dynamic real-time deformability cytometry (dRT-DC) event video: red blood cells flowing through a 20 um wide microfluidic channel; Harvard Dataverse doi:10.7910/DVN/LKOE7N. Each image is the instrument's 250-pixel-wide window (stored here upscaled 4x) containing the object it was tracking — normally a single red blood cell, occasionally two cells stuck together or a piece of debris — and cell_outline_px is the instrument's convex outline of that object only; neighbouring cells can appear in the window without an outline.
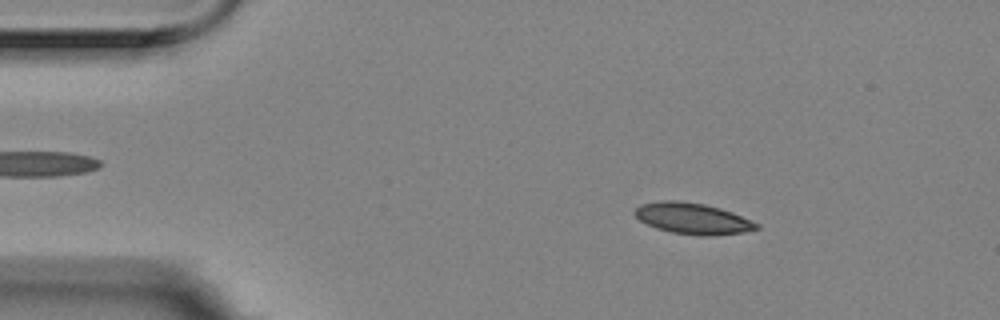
{"species": "Egyptian fruit bat (a non-hibernating species)", "species_latin": "Rousettus aegyptiacus", "temperature_condition": "room temperature", "stored_images_in_passage": 4, "camera_frame_rate_fps": 3000, "um_per_image_px": 0.085, "animal": {"sex": "female"}, "frame": {"image": 1, "passage_image": 2, "time_ms": 0.333, "image_size_px": [1000, 320], "cell_outline_px": [[760, 228], [744, 232], [712, 236], [700, 236], [672, 232], [656, 228], [640, 220], [632, 212], [640, 204], [660, 200], [680, 200], [704, 204], [720, 208], [732, 212], [760, 224]], "centroid_in_image_um": [58.88, 18.57], "position_along_channel_um": 26.1, "area_um2": 22.2}}
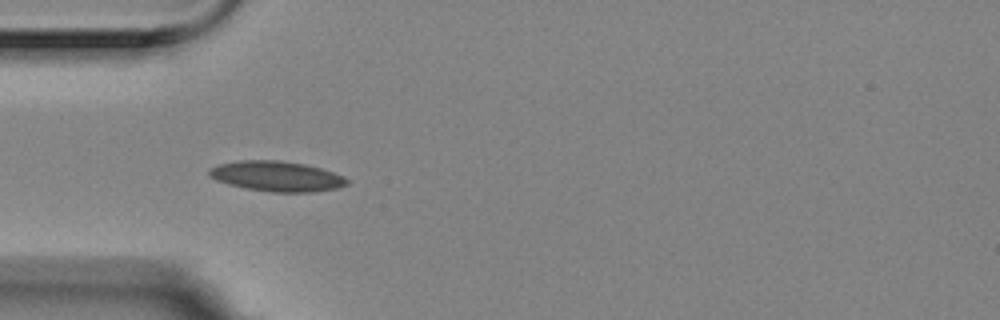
{"frame": {"image": 2, "passage_image": 4, "time_ms": 1.0, "image_size_px": [1000, 320], "cell_outline_px": [[348, 184], [336, 188], [312, 192], [272, 192], [244, 188], [228, 184], [216, 180], [208, 172], [208, 168], [220, 164], [240, 160], [280, 160], [304, 164], [320, 168], [344, 176], [348, 180]], "centroid_in_image_um": [23.51, 14.98], "position_along_channel_um": 61.5, "area_um2": 24.16}}